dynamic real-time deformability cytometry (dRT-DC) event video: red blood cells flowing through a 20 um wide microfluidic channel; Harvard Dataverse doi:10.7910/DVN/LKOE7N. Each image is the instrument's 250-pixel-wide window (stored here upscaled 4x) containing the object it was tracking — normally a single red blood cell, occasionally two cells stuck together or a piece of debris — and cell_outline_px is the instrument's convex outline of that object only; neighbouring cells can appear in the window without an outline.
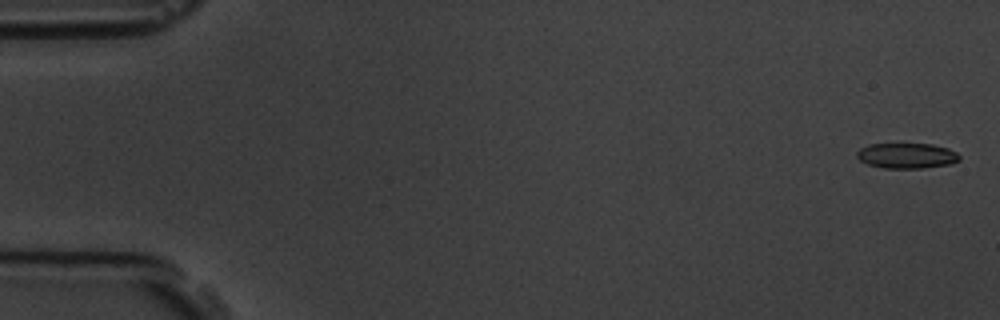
{"species": "common noctule bat (a hibernating species)", "species_latin": "Nyctalus noctula", "temperature_condition": "room temperature", "stored_images_in_passage": 6, "camera_frame_rate_fps": 3000, "um_per_image_px": 0.085, "animal": {"sex": "male", "body_mass_g": 19.5, "forearm_length_mm": 54.6}, "frame": {"image": 1, "passage_image": 1, "time_ms": 0.0, "image_size_px": [1000, 320], "cell_outline_px": [[960, 160], [952, 164], [920, 168], [884, 168], [868, 164], [860, 160], [856, 156], [856, 152], [860, 148], [868, 144], [932, 144], [948, 148], [956, 152], [960, 156]], "centroid_in_image_um": [77.08, 13.23], "position_along_channel_um": 7.9, "area_um2": 15.2}}
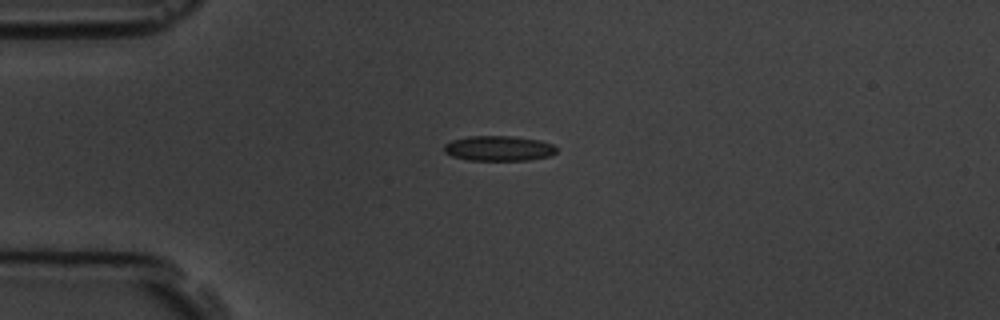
{"frame": {"image": 2, "passage_image": 5, "time_ms": 4.333, "image_size_px": [1000, 320], "cell_outline_px": [[556, 152], [548, 156], [528, 160], [468, 160], [452, 156], [444, 152], [444, 144], [452, 140], [468, 136], [516, 136], [540, 140], [552, 144], [556, 148]], "centroid_in_image_um": [42.37, 12.6], "position_along_channel_um": 42.6, "area_um2": 16.47}}